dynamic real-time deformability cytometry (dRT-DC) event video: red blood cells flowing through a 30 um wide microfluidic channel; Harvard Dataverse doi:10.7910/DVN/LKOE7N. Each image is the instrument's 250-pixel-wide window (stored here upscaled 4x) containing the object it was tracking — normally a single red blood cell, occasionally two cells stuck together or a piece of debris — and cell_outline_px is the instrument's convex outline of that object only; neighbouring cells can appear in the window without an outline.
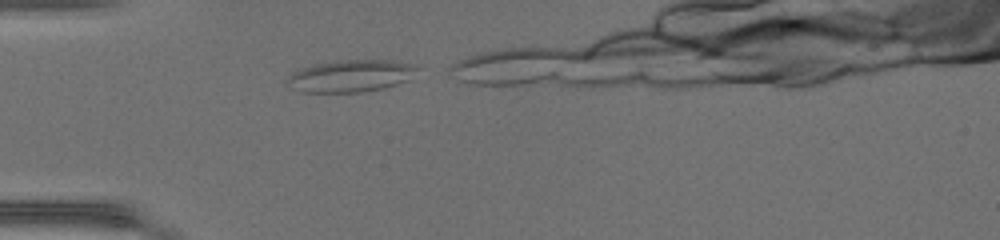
{"species": "common noctule bat (a hibernating species)", "species_latin": "Nyctalus noctula", "temperature_condition": "warm", "stored_images_in_passage": 7, "camera_frame_rate_fps": 3000, "um_per_image_px": 0.085, "animal": {"sex": "female", "body_mass_g": 17.0, "forearm_length_mm": 48.0}, "frame": {"image": 1, "passage_image": 1, "time_ms": 0.0, "image_size_px": [1000, 240], "cell_outline_px": [[420, 68], [408, 80], [384, 88], [360, 92], [300, 92], [292, 88], [284, 80], [292, 72], [300, 68], [312, 64], [344, 60], [388, 60], [412, 64]], "centroid_in_image_um": [29.77, 6.45], "position_along_channel_um": 55.2, "area_um2": 24.39}}